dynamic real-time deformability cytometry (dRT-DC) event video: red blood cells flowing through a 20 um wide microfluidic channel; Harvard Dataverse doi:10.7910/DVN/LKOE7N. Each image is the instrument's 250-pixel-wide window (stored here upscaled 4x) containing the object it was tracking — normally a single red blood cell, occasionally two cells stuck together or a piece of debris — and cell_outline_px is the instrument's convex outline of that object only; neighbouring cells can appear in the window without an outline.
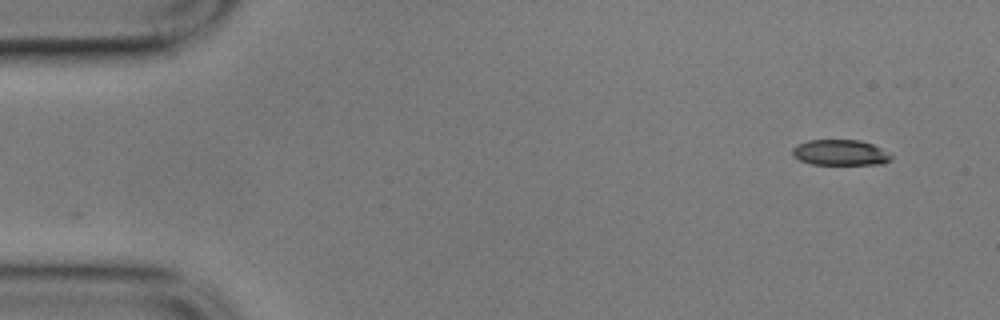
{"species": "common noctule bat (a hibernating species)", "species_latin": "Nyctalus noctula", "temperature_condition": "cold", "stored_images_in_passage": 54, "camera_frame_rate_fps": 3000, "um_per_image_px": 0.085, "animal": {"sex": "male", "body_mass_g": 17.9}, "frame": {"image": 1, "passage_image": 1, "time_ms": 0.0, "image_size_px": [1000, 320], "cell_outline_px": [[892, 156], [884, 164], [812, 164], [800, 160], [792, 156], [792, 148], [808, 140], [860, 140], [872, 144], [880, 148]], "centroid_in_image_um": [71.39, 12.97], "position_along_channel_um": 13.6, "area_um2": 14.57}}
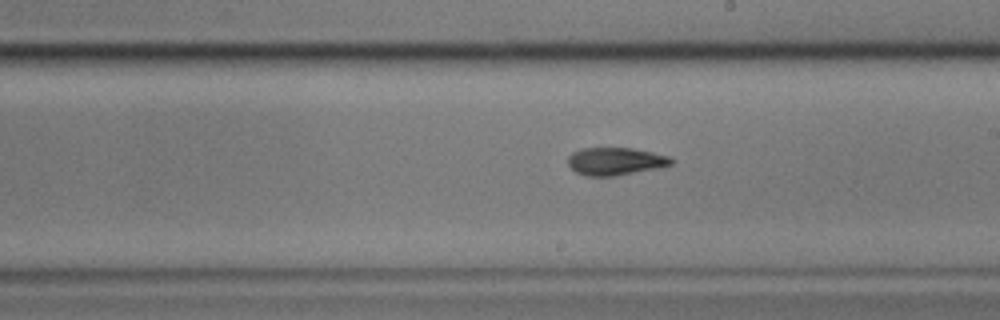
{"frame": {"image": 2, "passage_image": 29, "time_ms": 9.333, "image_size_px": [1000, 320], "cell_outline_px": [[676, 160], [672, 164], [660, 168], [616, 176], [584, 176], [576, 172], [568, 164], [568, 156], [572, 152], [580, 148], [632, 148], [652, 152], [668, 156]], "centroid_in_image_um": [52.32, 13.71], "position_along_channel_um": 236.7, "area_um2": 16.88}}
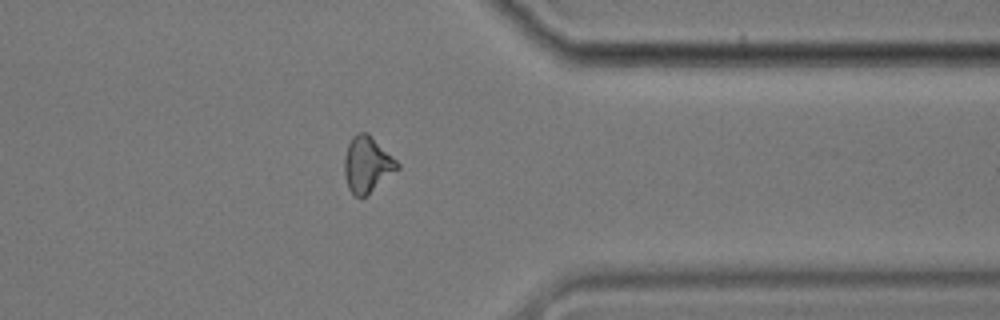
{"frame": {"image": 3, "passage_image": 42, "time_ms": 13.667, "image_size_px": [1000, 320], "cell_outline_px": [[400, 168], [360, 200], [348, 188], [344, 176], [344, 156], [348, 144], [352, 136], [356, 132], [368, 132], [400, 164]], "centroid_in_image_um": [31.19, 13.97], "position_along_channel_um": 380.2, "area_um2": 17.34}, "authors_computed_cell_mechanics": {"area_um2": 17.0221, "velocity_mm_per_s": 3.5207, "shape_relaxation_time_tau1_ms": 6.6737, "shape_relaxation_time_tau2_ms": 11.0859, "deformation_change_tau1": 0.1747, "deformation_change_tau2": 0.1603}}